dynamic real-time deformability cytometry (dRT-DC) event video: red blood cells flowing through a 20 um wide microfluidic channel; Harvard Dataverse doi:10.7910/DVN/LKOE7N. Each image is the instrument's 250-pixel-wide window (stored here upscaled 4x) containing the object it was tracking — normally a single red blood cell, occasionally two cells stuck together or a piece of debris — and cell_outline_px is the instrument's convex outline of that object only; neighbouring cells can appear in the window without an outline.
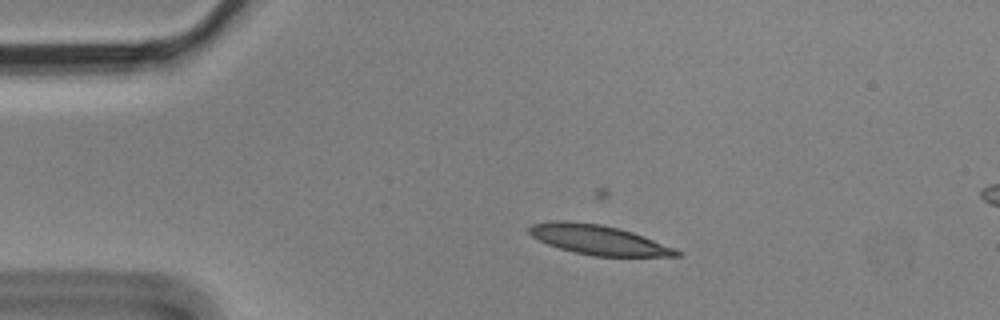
{"species": "Egyptian fruit bat (a non-hibernating species)", "species_latin": "Rousettus aegyptiacus", "temperature_condition": "cold", "stored_images_in_passage": 3, "camera_frame_rate_fps": 3000, "um_per_image_px": 0.085, "animal": {"sex": "male"}, "frame": {"image": 1, "passage_image": 1, "time_ms": 0.0, "image_size_px": [1000, 320], "cell_outline_px": [[680, 256], [592, 256], [560, 248], [548, 244], [532, 236], [528, 232], [528, 228], [532, 224], [548, 220], [568, 220], [600, 224], [620, 228], [644, 236], [676, 248], [680, 252]], "centroid_in_image_um": [50.85, 20.36], "position_along_channel_um": 34.2, "area_um2": 25.49}}